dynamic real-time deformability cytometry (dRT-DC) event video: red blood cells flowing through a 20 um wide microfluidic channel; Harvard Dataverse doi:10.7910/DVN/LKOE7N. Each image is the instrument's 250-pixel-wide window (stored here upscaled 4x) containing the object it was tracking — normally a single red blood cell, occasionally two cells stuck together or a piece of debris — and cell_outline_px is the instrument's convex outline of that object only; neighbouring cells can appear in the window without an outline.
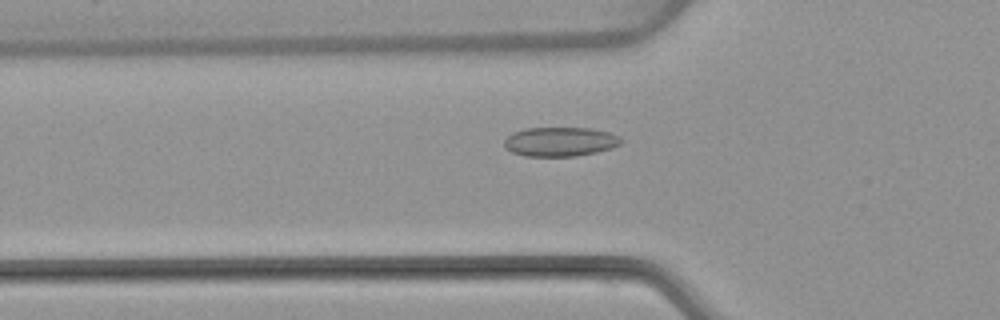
{"species": "common noctule bat (a hibernating species)", "species_latin": "Nyctalus noctula", "temperature_condition": "warm", "stored_images_in_passage": 54, "camera_frame_rate_fps": 3000, "um_per_image_px": 0.085, "animal": {"sex": "female", "body_mass_g": 22.7, "forearm_length_mm": 54.2}, "frame": {"image": 1, "passage_image": 19, "time_ms": 6.0, "image_size_px": [1000, 320], "cell_outline_px": [[624, 140], [620, 144], [612, 148], [596, 152], [576, 156], [524, 156], [512, 152], [504, 148], [504, 140], [512, 132], [524, 128], [592, 128], [608, 132], [620, 136]], "centroid_in_image_um": [47.61, 12.04], "position_along_channel_um": 78.2, "area_um2": 20.11}}
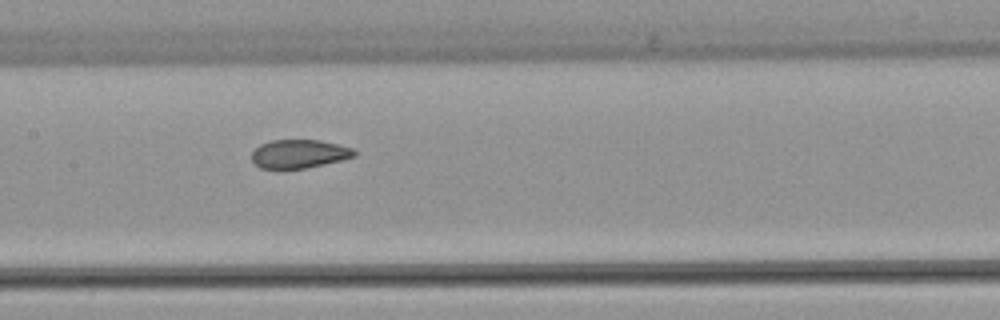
{"frame": {"image": 2, "passage_image": 27, "time_ms": 8.667, "image_size_px": [1000, 320], "cell_outline_px": [[356, 156], [324, 164], [304, 168], [260, 168], [252, 160], [252, 152], [260, 144], [272, 140], [320, 140], [352, 148], [356, 152]], "centroid_in_image_um": [25.42, 13.07], "position_along_channel_um": 182.0, "area_um2": 16.82}}
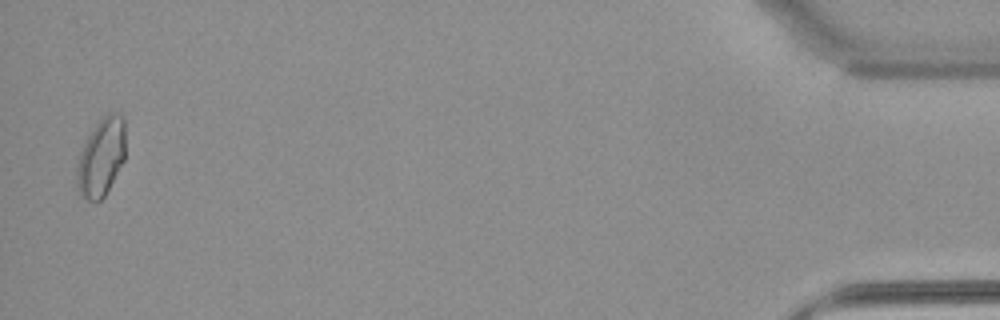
{"frame": {"image": 3, "passage_image": 53, "time_ms": 17.333, "image_size_px": [1000, 320], "cell_outline_px": [[124, 160], [104, 196], [100, 200], [88, 200], [80, 196], [76, 184], [76, 164], [80, 152], [92, 128], [108, 112], [120, 112], [124, 116]], "centroid_in_image_um": [8.58, 13.34], "position_along_channel_um": 426.6, "area_um2": 22.14}, "authors_computed_cell_mechanics": {"area_um2": 19.0162, "velocity_mm_per_s": 3.8714, "shape_relaxation_time_tau1_ms": null, "shape_relaxation_time_tau2_ms": 1.1024, "deformation_change_tau1": null, "deformation_change_tau2": 0.0457}}